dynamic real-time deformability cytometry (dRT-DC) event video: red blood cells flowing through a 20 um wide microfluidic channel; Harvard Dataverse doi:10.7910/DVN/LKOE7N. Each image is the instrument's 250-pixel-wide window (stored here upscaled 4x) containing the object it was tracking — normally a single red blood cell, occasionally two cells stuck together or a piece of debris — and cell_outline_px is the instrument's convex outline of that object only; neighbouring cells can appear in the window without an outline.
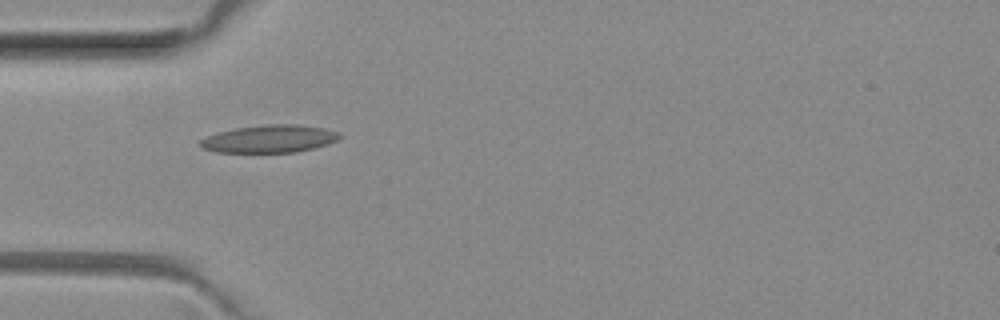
{"species": "common noctule bat (a hibernating species)", "species_latin": "Nyctalus noctula", "temperature_condition": "room temperature", "stored_images_in_passage": 38, "camera_frame_rate_fps": 3000, "um_per_image_px": 0.085, "animal": {"sex": "female", "body_mass_g": 29.2, "forearm_length_mm": 56.3}, "frame": {"image": 1, "passage_image": 3, "time_ms": 0.667, "image_size_px": [1000, 320], "cell_outline_px": [[340, 136], [336, 140], [328, 144], [296, 152], [216, 152], [204, 148], [200, 144], [200, 140], [208, 136], [220, 132], [236, 128], [268, 124], [300, 124], [324, 128], [340, 132]], "centroid_in_image_um": [22.94, 11.79], "position_along_channel_um": 62.1, "area_um2": 22.2}}
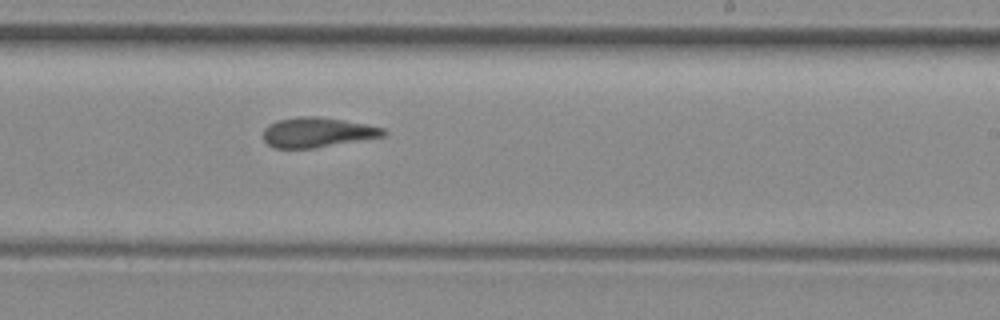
{"frame": {"image": 2, "passage_image": 18, "time_ms": 5.667, "image_size_px": [1000, 320], "cell_outline_px": [[388, 132], [384, 136], [312, 148], [276, 148], [268, 144], [264, 140], [264, 128], [268, 124], [280, 120], [300, 116], [316, 116], [344, 120], [384, 128]], "centroid_in_image_um": [26.97, 11.24], "position_along_channel_um": 262.0, "area_um2": 20.63}}
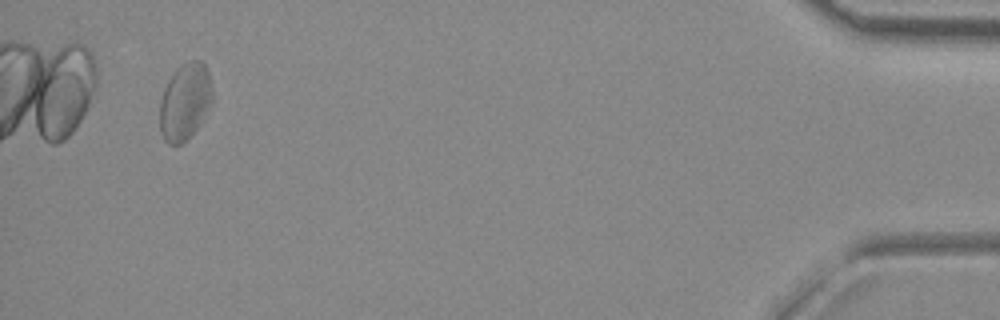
{"frame": {"image": 3, "passage_image": 36, "time_ms": 11.667, "image_size_px": [1000, 320], "cell_outline_px": [[212, 100], [204, 120], [180, 144], [168, 144], [164, 140], [160, 132], [160, 100], [164, 88], [168, 80], [176, 68], [180, 64], [188, 60], [200, 60], [204, 64], [208, 72], [212, 92]], "centroid_in_image_um": [15.71, 8.62], "position_along_channel_um": 419.5, "area_um2": 23.52}, "authors_computed_cell_mechanics": {"area_um2": 21.5883, "velocity_mm_per_s": 4.0275, "shape_relaxation_time_tau1_ms": null, "shape_relaxation_time_tau2_ms": 3.8245, "deformation_change_tau1": null, "deformation_change_tau2": 0.1222}}